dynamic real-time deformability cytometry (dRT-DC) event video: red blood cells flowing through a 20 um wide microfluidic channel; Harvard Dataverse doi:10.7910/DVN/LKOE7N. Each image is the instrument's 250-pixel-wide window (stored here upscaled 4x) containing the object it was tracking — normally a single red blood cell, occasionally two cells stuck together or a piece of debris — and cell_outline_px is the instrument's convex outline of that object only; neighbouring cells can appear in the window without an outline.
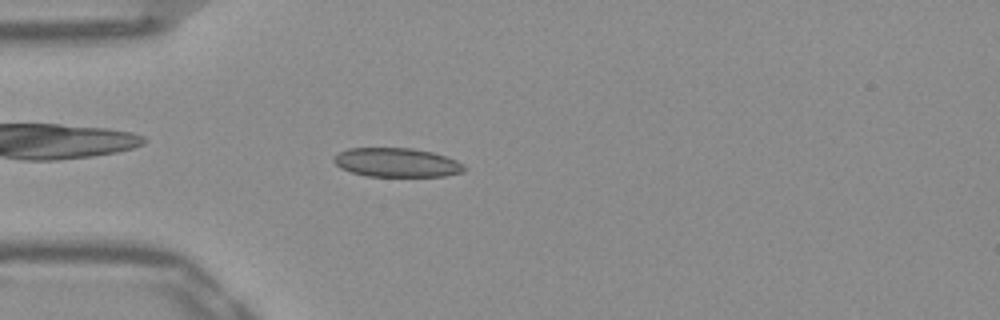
{"species": "Egyptian fruit bat (a non-hibernating species)", "species_latin": "Rousettus aegyptiacus", "temperature_condition": "warm", "stored_images_in_passage": 51, "camera_frame_rate_fps": 3000, "um_per_image_px": 0.085, "frame": {"image": 1, "passage_image": 14, "time_ms": 4.333, "image_size_px": [1000, 320], "cell_outline_px": [[464, 172], [444, 176], [368, 176], [352, 172], [340, 168], [332, 160], [332, 156], [348, 148], [412, 148], [432, 152], [456, 160], [464, 164]], "centroid_in_image_um": [33.7, 13.81], "position_along_channel_um": 51.3, "area_um2": 22.02}}
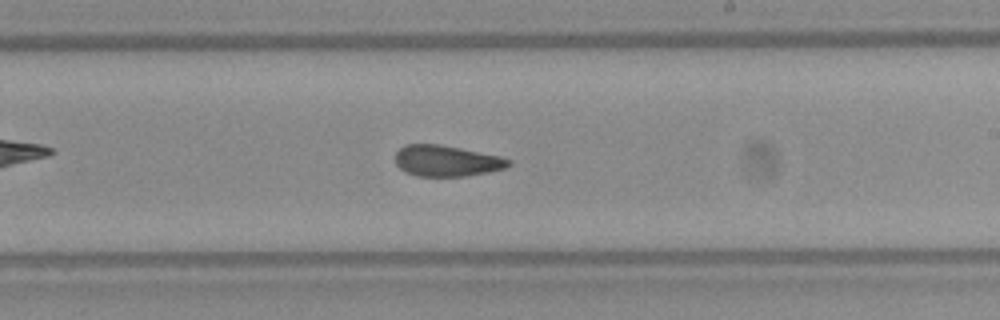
{"frame": {"image": 2, "passage_image": 30, "time_ms": 9.667, "image_size_px": [1000, 320], "cell_outline_px": [[512, 164], [504, 168], [488, 172], [464, 176], [416, 176], [404, 172], [396, 164], [396, 152], [404, 144], [440, 144], [500, 156], [512, 160]], "centroid_in_image_um": [37.95, 13.67], "position_along_channel_um": 251.1, "area_um2": 20.52}}
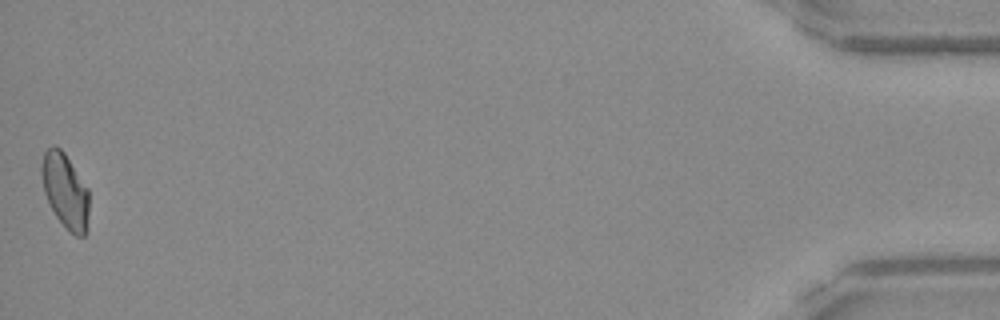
{"frame": {"image": 3, "passage_image": 51, "time_ms": 16.667, "image_size_px": [1000, 320], "cell_outline_px": [[88, 232], [84, 236], [76, 236], [56, 216], [44, 192], [40, 172], [40, 168], [44, 152], [52, 144], [56, 144], [64, 152], [88, 188]], "centroid_in_image_um": [5.54, 16.18], "position_along_channel_um": 429.7, "area_um2": 20.63}, "authors_computed_cell_mechanics": {"area_um2": 21.2704, "velocity_mm_per_s": 3.9141, "shape_relaxation_time_tau1_ms": null, "shape_relaxation_time_tau2_ms": 1.6912, "deformation_change_tau1": null, "deformation_change_tau2": 0.0644}}